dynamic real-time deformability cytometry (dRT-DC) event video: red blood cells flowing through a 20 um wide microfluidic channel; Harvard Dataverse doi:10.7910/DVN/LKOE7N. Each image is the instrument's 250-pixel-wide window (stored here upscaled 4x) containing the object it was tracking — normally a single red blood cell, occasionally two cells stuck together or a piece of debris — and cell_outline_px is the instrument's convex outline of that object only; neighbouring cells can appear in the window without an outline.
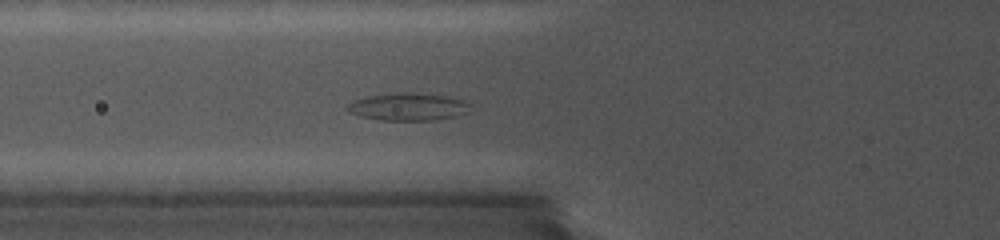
{"species": "common noctule bat (a hibernating species)", "species_latin": "Nyctalus noctula", "temperature_condition": "cold", "stored_images_in_passage": 39, "camera_frame_rate_fps": 5000, "um_per_image_px": 0.085, "animal": {"sex": "female", "body_mass_g": 19.0, "forearm_length_mm": 56.7}, "frame": {"image": 1, "passage_image": 25, "time_ms": 3.4, "image_size_px": [1000, 240], "cell_outline_px": [[472, 104], [464, 112], [456, 116], [432, 120], [380, 120], [360, 116], [348, 112], [344, 108], [348, 104], [356, 100], [368, 96], [396, 92], [416, 92], [444, 96], [464, 100]], "centroid_in_image_um": [34.65, 9.07], "position_along_channel_um": 91.2, "area_um2": 19.65}}